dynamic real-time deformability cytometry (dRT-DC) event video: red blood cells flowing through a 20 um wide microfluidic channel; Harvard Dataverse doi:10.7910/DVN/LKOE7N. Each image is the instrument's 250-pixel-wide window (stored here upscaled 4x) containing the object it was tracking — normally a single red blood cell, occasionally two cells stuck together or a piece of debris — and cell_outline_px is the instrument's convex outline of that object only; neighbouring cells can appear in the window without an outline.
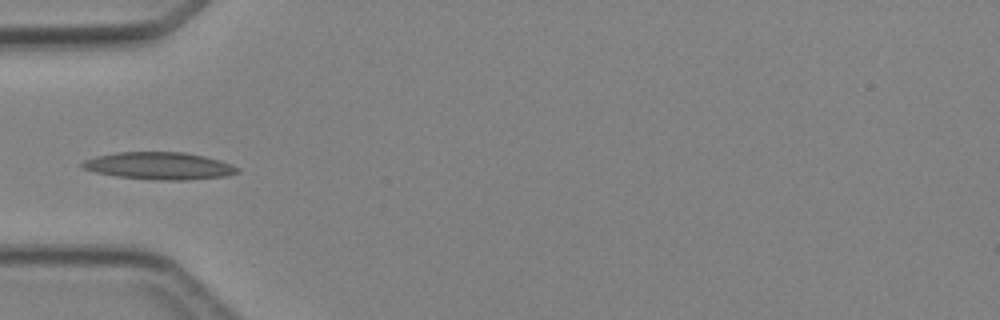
{"species": "Egyptian fruit bat (a non-hibernating species)", "species_latin": "Rousettus aegyptiacus", "temperature_condition": "cold", "stored_images_in_passage": 4, "camera_frame_rate_fps": 3000, "um_per_image_px": 0.085, "animal": {"sex": "female"}, "frame": {"image": 1, "passage_image": 3, "time_ms": 3.333, "image_size_px": [1000, 320], "cell_outline_px": [[240, 172], [224, 176], [184, 180], [160, 180], [116, 176], [96, 172], [80, 168], [80, 164], [84, 160], [96, 156], [116, 152], [184, 152], [204, 156], [220, 160], [232, 164], [240, 168]], "centroid_in_image_um": [13.53, 14.09], "position_along_channel_um": 71.5, "area_um2": 24.68}}
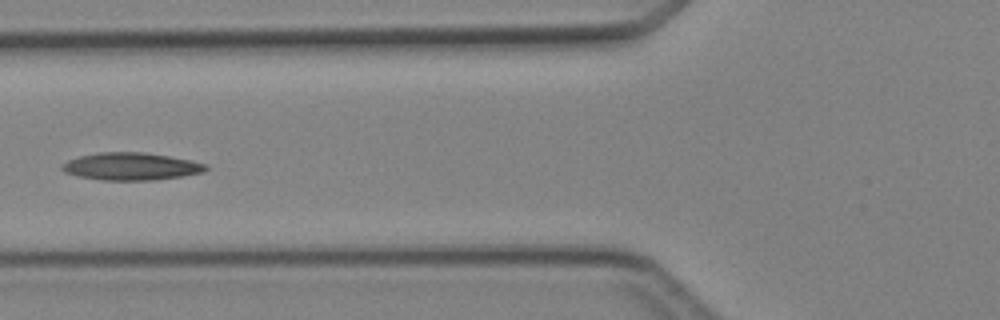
{"frame": {"image": 2, "passage_image": 4, "time_ms": 4.333, "image_size_px": [1000, 320], "cell_outline_px": [[208, 168], [204, 172], [156, 180], [104, 180], [76, 176], [64, 172], [60, 168], [60, 164], [68, 160], [80, 156], [100, 152], [144, 152], [168, 156], [208, 164]], "centroid_in_image_um": [11.1, 14.15], "position_along_channel_um": 114.7, "area_um2": 23.0}}